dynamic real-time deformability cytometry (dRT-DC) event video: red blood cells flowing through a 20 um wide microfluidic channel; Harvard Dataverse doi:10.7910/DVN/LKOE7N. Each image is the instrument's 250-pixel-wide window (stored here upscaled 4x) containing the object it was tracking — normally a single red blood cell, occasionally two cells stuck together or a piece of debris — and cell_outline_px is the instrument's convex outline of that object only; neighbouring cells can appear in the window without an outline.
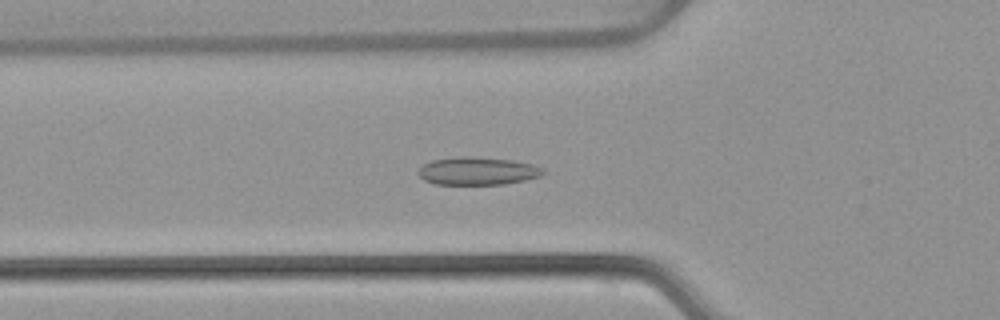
{"species": "common noctule bat (a hibernating species)", "species_latin": "Nyctalus noctula", "temperature_condition": "warm", "stored_images_in_passage": 53, "camera_frame_rate_fps": 3000, "um_per_image_px": 0.085, "animal": {"sex": "female", "body_mass_g": 22.7, "forearm_length_mm": 54.2}, "frame": {"image": 1, "passage_image": 19, "time_ms": 6.0, "image_size_px": [1000, 320], "cell_outline_px": [[548, 172], [540, 176], [524, 180], [504, 184], [436, 184], [424, 180], [416, 172], [424, 164], [432, 160], [460, 156], [472, 156], [512, 160], [532, 164], [544, 168]], "centroid_in_image_um": [40.62, 14.53], "position_along_channel_um": 85.2, "area_um2": 20.35}}
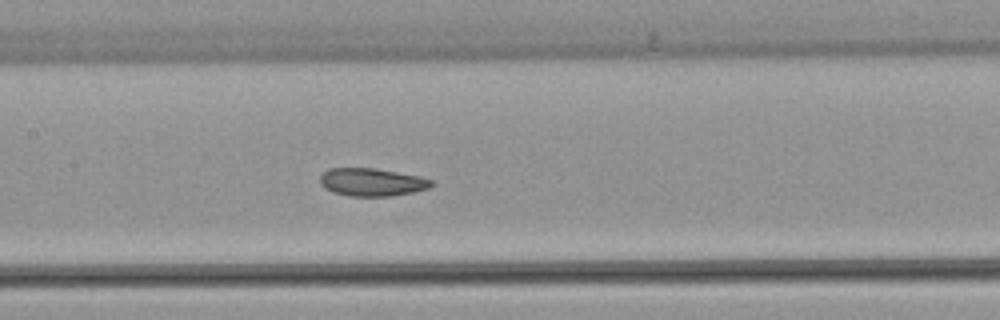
{"frame": {"image": 2, "passage_image": 26, "time_ms": 8.333, "image_size_px": [1000, 320], "cell_outline_px": [[436, 184], [428, 188], [412, 192], [392, 196], [348, 196], [332, 192], [324, 188], [320, 184], [320, 176], [328, 168], [376, 168], [420, 176], [432, 180]], "centroid_in_image_um": [31.61, 15.48], "position_along_channel_um": 175.8, "area_um2": 18.26}}
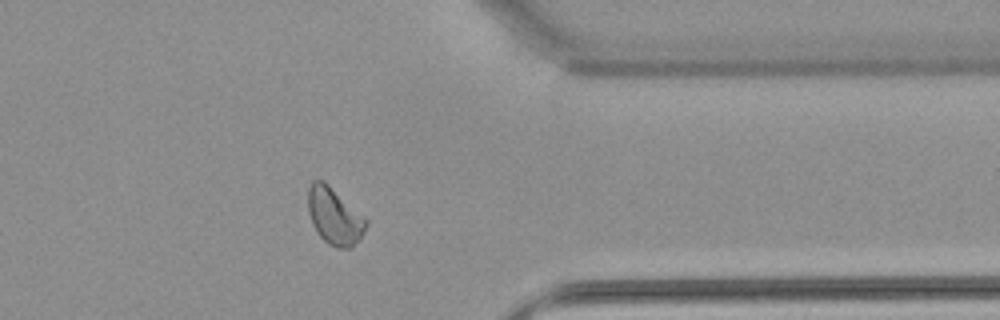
{"frame": {"image": 3, "passage_image": 43, "time_ms": 14.0, "image_size_px": [1000, 320], "cell_outline_px": [[368, 224], [360, 240], [352, 248], [336, 248], [328, 244], [316, 232], [312, 224], [308, 212], [308, 188], [312, 180], [324, 180], [368, 220]], "centroid_in_image_um": [28.43, 18.39], "position_along_channel_um": 383.0, "area_um2": 19.42}, "authors_computed_cell_mechanics": {"area_um2": 19.4208, "velocity_mm_per_s": 3.8569, "shape_relaxation_time_tau1_ms": null, "shape_relaxation_time_tau2_ms": 2.3373, "deformation_change_tau1": null, "deformation_change_tau2": 0.0637}}